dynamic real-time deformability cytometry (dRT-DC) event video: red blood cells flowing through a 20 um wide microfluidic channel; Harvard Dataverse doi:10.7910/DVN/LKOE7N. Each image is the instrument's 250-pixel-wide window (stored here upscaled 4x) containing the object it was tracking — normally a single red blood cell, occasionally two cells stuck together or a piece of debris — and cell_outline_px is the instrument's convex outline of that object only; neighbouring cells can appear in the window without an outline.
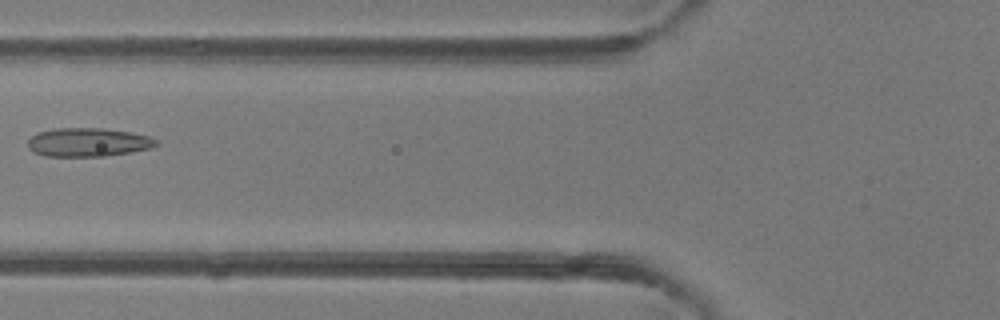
{"species": "common noctule bat (a hibernating species)", "species_latin": "Nyctalus noctula", "temperature_condition": "room temperature", "stored_images_in_passage": 6, "camera_frame_rate_fps": 3000, "um_per_image_px": 0.085, "animal": {"sex": "female"}, "frame": {"image": 1, "passage_image": 6, "time_ms": 1.667, "image_size_px": [1000, 320], "cell_outline_px": [[160, 144], [148, 148], [132, 152], [104, 156], [44, 156], [32, 152], [28, 148], [28, 140], [36, 132], [56, 128], [104, 128], [132, 132], [148, 136], [160, 140]], "centroid_in_image_um": [7.49, 12.09], "position_along_channel_um": 118.3, "area_um2": 21.68}}